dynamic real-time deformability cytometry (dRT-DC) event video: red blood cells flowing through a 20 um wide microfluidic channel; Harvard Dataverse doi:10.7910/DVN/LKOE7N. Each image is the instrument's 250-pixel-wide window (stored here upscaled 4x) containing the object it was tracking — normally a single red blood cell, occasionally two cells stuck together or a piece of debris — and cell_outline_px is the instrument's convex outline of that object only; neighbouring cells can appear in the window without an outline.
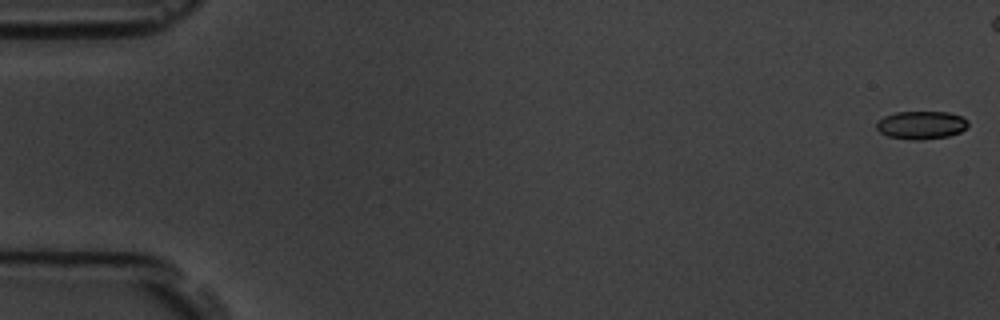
{"species": "common noctule bat (a hibernating species)", "species_latin": "Nyctalus noctula", "temperature_condition": "room temperature", "stored_images_in_passage": 10, "segment_of_instrument_passage": [1, 2], "camera_frame_rate_fps": 3000, "um_per_image_px": 0.085, "animal": {"sex": "male", "body_mass_g": 19.5, "forearm_length_mm": 54.6}, "frame": {"image": 1, "passage_image": 1, "time_ms": 0.0, "image_size_px": [1000, 320], "cell_outline_px": [[968, 128], [960, 132], [948, 136], [920, 140], [916, 140], [888, 136], [880, 132], [876, 128], [876, 124], [884, 116], [896, 112], [948, 112], [960, 116], [968, 120]], "centroid_in_image_um": [78.33, 10.63], "position_along_channel_um": 6.7, "area_um2": 14.91}}
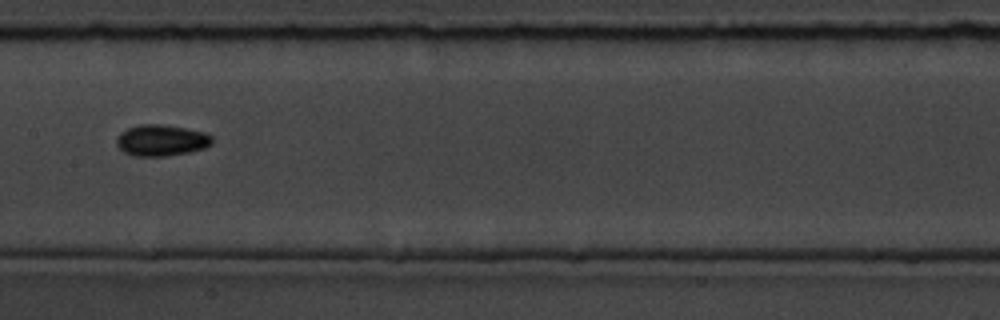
{"frame": {"image": 2, "passage_image": 9, "time_ms": 9.333, "image_size_px": [1000, 320], "cell_outline_px": [[212, 144], [204, 148], [188, 152], [164, 156], [136, 156], [124, 152], [116, 144], [116, 136], [120, 132], [128, 128], [140, 124], [164, 124], [204, 132], [212, 136]], "centroid_in_image_um": [13.69, 11.92], "position_along_channel_um": 193.7, "area_um2": 17.4}}